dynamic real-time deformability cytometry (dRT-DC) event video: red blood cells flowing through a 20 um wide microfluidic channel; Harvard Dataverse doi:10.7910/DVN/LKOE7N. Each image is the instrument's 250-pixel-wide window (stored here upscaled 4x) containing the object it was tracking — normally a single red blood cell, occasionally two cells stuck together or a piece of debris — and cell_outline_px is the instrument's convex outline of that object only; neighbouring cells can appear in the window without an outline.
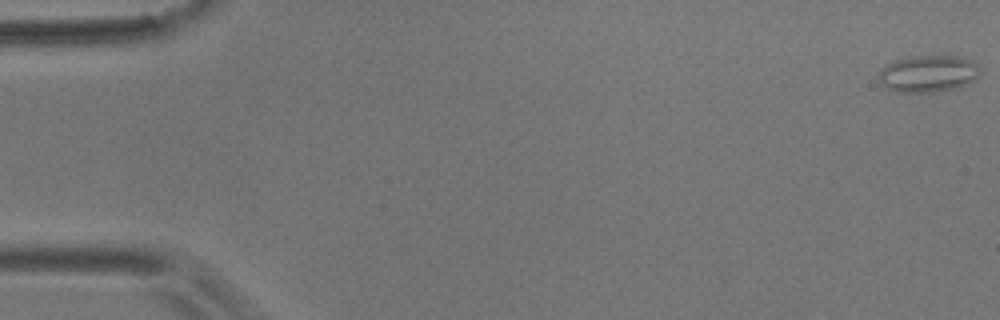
{"species": "common noctule bat (a hibernating species)", "species_latin": "Nyctalus noctula", "temperature_condition": "room temperature", "stored_images_in_passage": 5, "camera_frame_rate_fps": 3000, "um_per_image_px": 0.085, "animal": {"sex": "male", "body_mass_g": 17.9}, "frame": {"image": 1, "passage_image": 1, "time_ms": 0.0, "image_size_px": [1000, 320], "cell_outline_px": [[980, 76], [968, 84], [956, 88], [932, 92], [896, 92], [880, 84], [876, 76], [888, 64], [896, 60], [908, 56], [956, 56], [972, 60], [980, 68]], "centroid_in_image_um": [78.91, 6.27], "position_along_channel_um": 6.1, "area_um2": 21.91}}
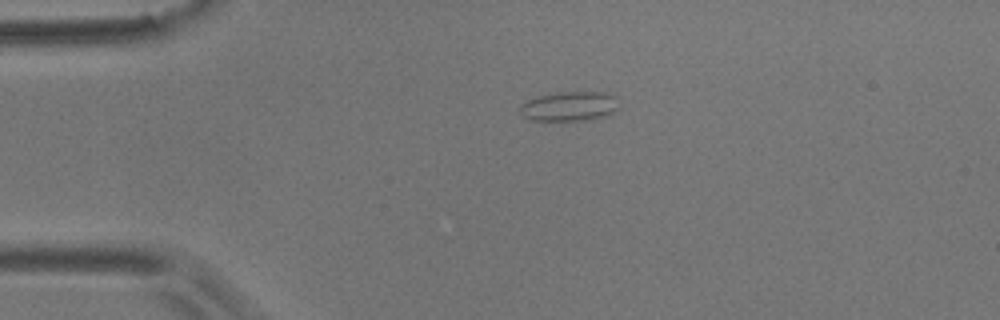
{"frame": {"image": 2, "passage_image": 4, "time_ms": 1.0, "image_size_px": [1000, 320], "cell_outline_px": [[620, 108], [608, 116], [588, 120], [528, 120], [520, 112], [520, 104], [524, 100], [556, 92], [604, 92], [616, 96]], "centroid_in_image_um": [48.43, 9.03], "position_along_channel_um": 36.6, "area_um2": 17.34}}